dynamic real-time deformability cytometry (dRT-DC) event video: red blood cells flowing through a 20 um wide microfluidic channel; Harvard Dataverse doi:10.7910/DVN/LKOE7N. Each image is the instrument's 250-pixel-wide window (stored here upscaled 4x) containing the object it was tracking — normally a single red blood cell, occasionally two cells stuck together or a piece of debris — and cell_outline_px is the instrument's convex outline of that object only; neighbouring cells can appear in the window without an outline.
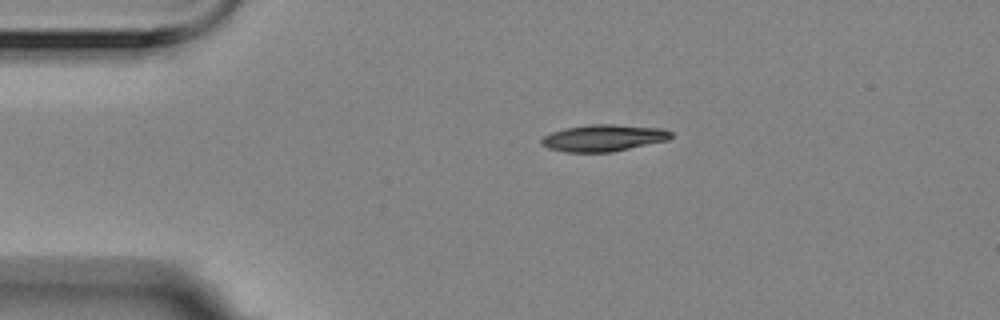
{"species": "Egyptian fruit bat (a non-hibernating species)", "species_latin": "Rousettus aegyptiacus", "temperature_condition": "room temperature", "stored_images_in_passage": 2, "camera_frame_rate_fps": 3000, "um_per_image_px": 0.085, "animal": {"sex": "female"}, "frame": {"image": 1, "passage_image": 1, "time_ms": 0.0, "image_size_px": [1000, 320], "cell_outline_px": [[672, 136], [668, 140], [612, 152], [568, 152], [548, 148], [540, 144], [540, 140], [544, 136], [552, 132], [564, 128], [588, 124], [616, 124], [664, 128], [672, 132]], "centroid_in_image_um": [51.31, 11.71], "position_along_channel_um": 33.7, "area_um2": 20.35}}